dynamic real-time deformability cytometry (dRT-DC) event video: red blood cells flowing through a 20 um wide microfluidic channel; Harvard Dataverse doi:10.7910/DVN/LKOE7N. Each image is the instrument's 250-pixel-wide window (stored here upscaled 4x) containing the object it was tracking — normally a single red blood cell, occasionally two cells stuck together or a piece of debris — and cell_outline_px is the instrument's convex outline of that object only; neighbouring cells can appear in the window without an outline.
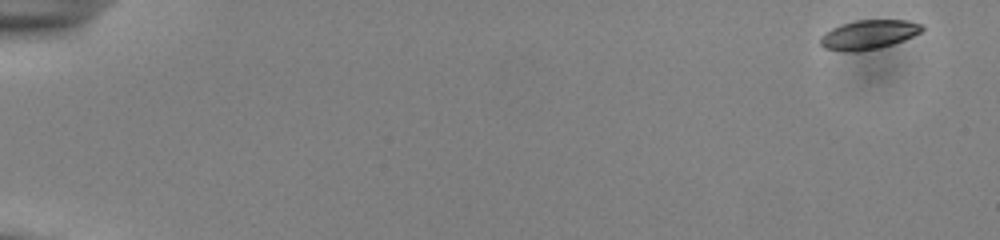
{"species": "common noctule bat (a hibernating species)", "species_latin": "Nyctalus noctula", "temperature_condition": "cold", "stored_images_in_passage": 53, "camera_frame_rate_fps": 3000, "um_per_image_px": 0.085, "animal": {"sex": "male", "body_mass_g": 13.0, "forearm_length_mm": 53.1}, "frame": {"image": 1, "passage_image": 1, "time_ms": 0.0, "image_size_px": [1000, 240], "cell_outline_px": [[924, 28], [920, 32], [904, 40], [880, 48], [856, 52], [852, 52], [824, 48], [820, 44], [820, 36], [824, 32], [840, 24], [856, 20], [908, 20], [920, 24]], "centroid_in_image_um": [73.8, 2.94], "position_along_channel_um": 11.2, "area_um2": 17.34}}
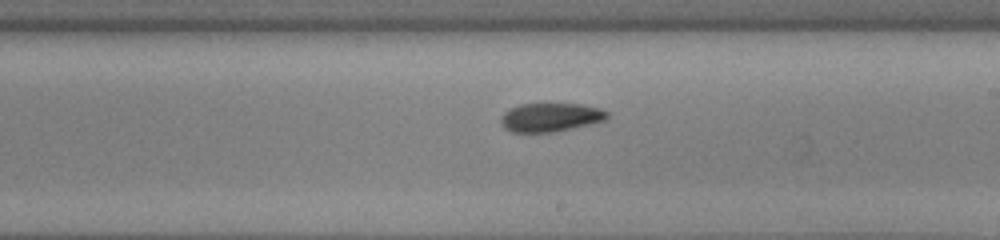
{"frame": {"image": 2, "passage_image": 32, "time_ms": 10.333, "image_size_px": [1000, 240], "cell_outline_px": [[608, 116], [604, 120], [572, 128], [552, 132], [512, 132], [504, 128], [500, 124], [500, 116], [508, 108], [520, 104], [584, 104], [600, 108], [608, 112]], "centroid_in_image_um": [46.74, 9.96], "position_along_channel_um": 242.3, "area_um2": 17.8}}
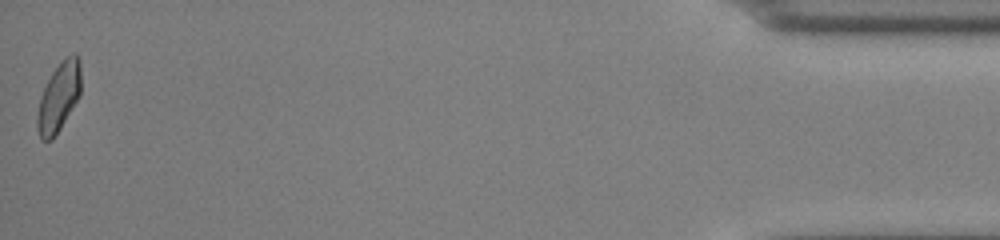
{"frame": {"image": 3, "passage_image": 53, "time_ms": 17.333, "image_size_px": [1000, 240], "cell_outline_px": [[80, 96], [60, 128], [52, 140], [40, 140], [36, 124], [36, 116], [40, 96], [52, 72], [68, 56], [76, 52], [80, 60]], "centroid_in_image_um": [4.99, 8.28], "position_along_channel_um": 430.2, "area_um2": 17.4}, "authors_computed_cell_mechanics": {"area_um2": 17.7446, "velocity_mm_per_s": 3.8855, "shape_relaxation_time_tau1_ms": 3.7415, "shape_relaxation_time_tau2_ms": 3.0182, "deformation_change_tau1": 0.105, "deformation_change_tau2": 0.0655}}